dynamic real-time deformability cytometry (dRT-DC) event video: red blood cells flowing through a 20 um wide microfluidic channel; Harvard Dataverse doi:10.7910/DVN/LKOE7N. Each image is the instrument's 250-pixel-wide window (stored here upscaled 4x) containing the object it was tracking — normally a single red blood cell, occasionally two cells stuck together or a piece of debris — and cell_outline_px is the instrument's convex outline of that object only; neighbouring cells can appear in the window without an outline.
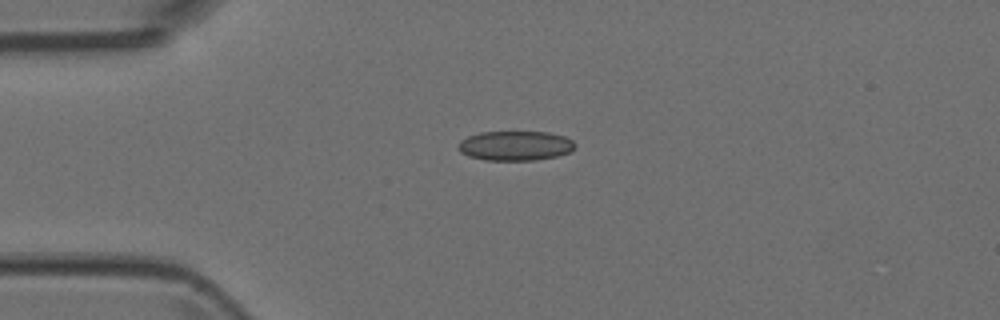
{"species": "Egyptian fruit bat (a non-hibernating species)", "species_latin": "Rousettus aegyptiacus", "temperature_condition": "room temperature", "stored_images_in_passage": 3, "camera_frame_rate_fps": 3000, "um_per_image_px": 0.085, "animal": {"sex": "female"}, "frame": {"image": 1, "passage_image": 1, "time_ms": 0.0, "image_size_px": [1000, 320], "cell_outline_px": [[576, 144], [568, 152], [556, 156], [536, 160], [488, 160], [468, 156], [460, 152], [460, 140], [468, 136], [480, 132], [548, 132], [564, 136], [572, 140]], "centroid_in_image_um": [43.8, 12.38], "position_along_channel_um": 41.2, "area_um2": 19.94}}
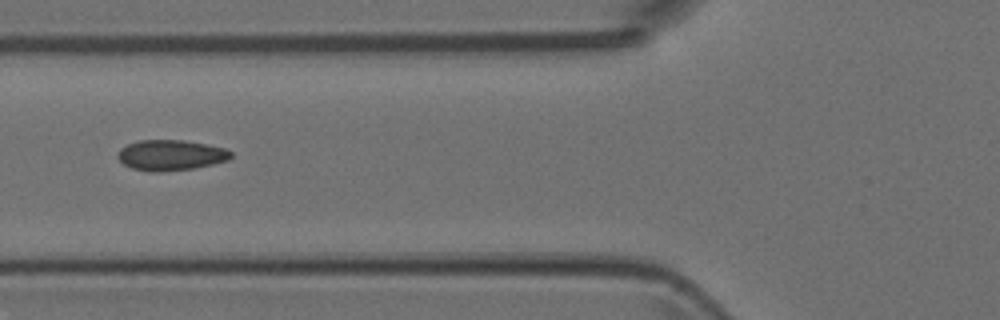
{"frame": {"image": 2, "passage_image": 3, "time_ms": 0.667, "image_size_px": [1000, 320], "cell_outline_px": [[232, 156], [228, 160], [212, 164], [192, 168], [160, 172], [152, 172], [132, 168], [124, 164], [116, 156], [120, 148], [128, 144], [140, 140], [184, 140], [208, 144], [224, 148], [232, 152]], "centroid_in_image_um": [14.51, 13.18], "position_along_channel_um": 111.3, "area_um2": 20.11}}